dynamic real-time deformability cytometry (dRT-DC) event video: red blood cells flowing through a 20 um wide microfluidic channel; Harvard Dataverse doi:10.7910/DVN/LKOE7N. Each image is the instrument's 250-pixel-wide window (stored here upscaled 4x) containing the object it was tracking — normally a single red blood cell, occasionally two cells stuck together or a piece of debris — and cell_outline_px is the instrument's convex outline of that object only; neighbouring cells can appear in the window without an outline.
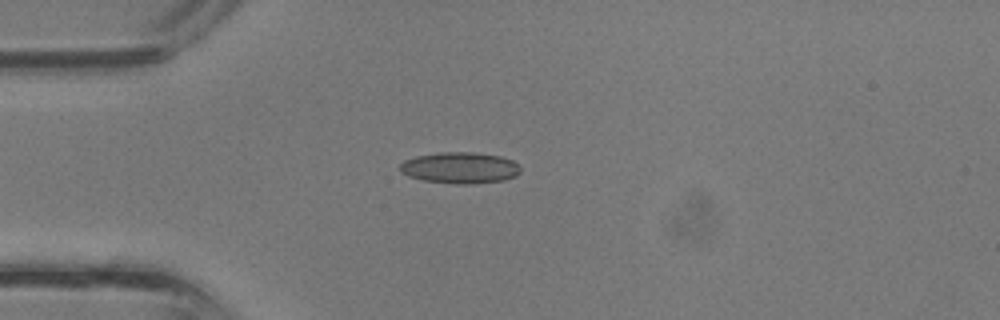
{"species": "common noctule bat (a hibernating species)", "species_latin": "Nyctalus noctula", "temperature_condition": "room temperature", "stored_images_in_passage": 29, "camera_frame_rate_fps": 3000, "um_per_image_px": 0.085, "animal": {"sex": "male", "body_mass_g": 13.3}, "frame": {"image": 1, "passage_image": 1, "time_ms": 0.0, "image_size_px": [1000, 320], "cell_outline_px": [[520, 172], [516, 176], [504, 180], [468, 184], [456, 184], [424, 180], [408, 176], [400, 172], [400, 164], [404, 160], [416, 156], [440, 152], [476, 152], [500, 156], [512, 160], [520, 168]], "centroid_in_image_um": [39.09, 14.26], "position_along_channel_um": 45.9, "area_um2": 21.96}}
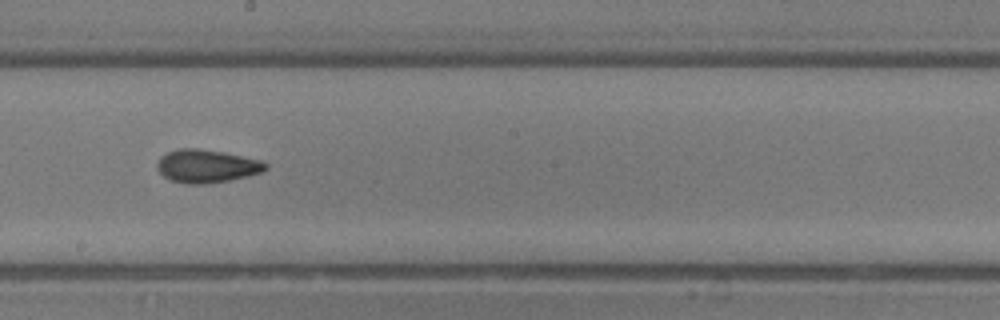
{"frame": {"image": 2, "passage_image": 12, "time_ms": 3.667, "image_size_px": [1000, 320], "cell_outline_px": [[268, 168], [264, 172], [248, 176], [228, 180], [204, 184], [188, 184], [172, 180], [164, 176], [156, 168], [156, 164], [160, 156], [168, 152], [180, 148], [196, 148], [224, 152], [264, 160], [268, 164]], "centroid_in_image_um": [17.61, 14.11], "position_along_channel_um": 230.6, "area_um2": 21.1}}
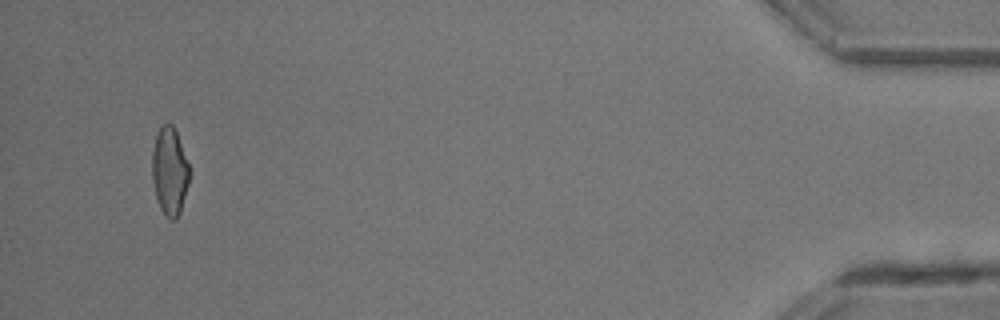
{"frame": {"image": 3, "passage_image": 27, "time_ms": 8.667, "image_size_px": [1000, 320], "cell_outline_px": [[192, 172], [180, 212], [176, 220], [172, 220], [160, 208], [156, 196], [152, 180], [152, 152], [156, 136], [160, 128], [164, 124], [172, 124], [176, 132]], "centroid_in_image_um": [14.44, 14.57], "position_along_channel_um": 420.8, "area_um2": 19.02}}